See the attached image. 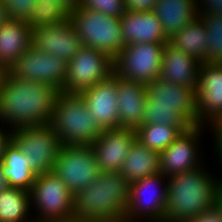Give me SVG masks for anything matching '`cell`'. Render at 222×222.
<instances>
[{
	"instance_id": "cell-36",
	"label": "cell",
	"mask_w": 222,
	"mask_h": 222,
	"mask_svg": "<svg viewBox=\"0 0 222 222\" xmlns=\"http://www.w3.org/2000/svg\"><path fill=\"white\" fill-rule=\"evenodd\" d=\"M184 222H222V214L220 210L214 206L213 208L208 209L195 217L189 218Z\"/></svg>"
},
{
	"instance_id": "cell-35",
	"label": "cell",
	"mask_w": 222,
	"mask_h": 222,
	"mask_svg": "<svg viewBox=\"0 0 222 222\" xmlns=\"http://www.w3.org/2000/svg\"><path fill=\"white\" fill-rule=\"evenodd\" d=\"M157 0H124V8L127 11H153Z\"/></svg>"
},
{
	"instance_id": "cell-31",
	"label": "cell",
	"mask_w": 222,
	"mask_h": 222,
	"mask_svg": "<svg viewBox=\"0 0 222 222\" xmlns=\"http://www.w3.org/2000/svg\"><path fill=\"white\" fill-rule=\"evenodd\" d=\"M204 23L208 44L206 48V63L222 62V15L198 16Z\"/></svg>"
},
{
	"instance_id": "cell-23",
	"label": "cell",
	"mask_w": 222,
	"mask_h": 222,
	"mask_svg": "<svg viewBox=\"0 0 222 222\" xmlns=\"http://www.w3.org/2000/svg\"><path fill=\"white\" fill-rule=\"evenodd\" d=\"M153 12L168 39L198 17L196 0H157Z\"/></svg>"
},
{
	"instance_id": "cell-37",
	"label": "cell",
	"mask_w": 222,
	"mask_h": 222,
	"mask_svg": "<svg viewBox=\"0 0 222 222\" xmlns=\"http://www.w3.org/2000/svg\"><path fill=\"white\" fill-rule=\"evenodd\" d=\"M214 131L215 138V151L217 156H219L222 165V124L218 121L210 126Z\"/></svg>"
},
{
	"instance_id": "cell-28",
	"label": "cell",
	"mask_w": 222,
	"mask_h": 222,
	"mask_svg": "<svg viewBox=\"0 0 222 222\" xmlns=\"http://www.w3.org/2000/svg\"><path fill=\"white\" fill-rule=\"evenodd\" d=\"M182 132L163 124H142L136 129V140L159 154L174 142Z\"/></svg>"
},
{
	"instance_id": "cell-21",
	"label": "cell",
	"mask_w": 222,
	"mask_h": 222,
	"mask_svg": "<svg viewBox=\"0 0 222 222\" xmlns=\"http://www.w3.org/2000/svg\"><path fill=\"white\" fill-rule=\"evenodd\" d=\"M119 125L137 129L143 124L146 85L117 75Z\"/></svg>"
},
{
	"instance_id": "cell-17",
	"label": "cell",
	"mask_w": 222,
	"mask_h": 222,
	"mask_svg": "<svg viewBox=\"0 0 222 222\" xmlns=\"http://www.w3.org/2000/svg\"><path fill=\"white\" fill-rule=\"evenodd\" d=\"M117 93V75L115 73L79 93L102 130L120 128Z\"/></svg>"
},
{
	"instance_id": "cell-34",
	"label": "cell",
	"mask_w": 222,
	"mask_h": 222,
	"mask_svg": "<svg viewBox=\"0 0 222 222\" xmlns=\"http://www.w3.org/2000/svg\"><path fill=\"white\" fill-rule=\"evenodd\" d=\"M196 7L198 16L222 15V0H196Z\"/></svg>"
},
{
	"instance_id": "cell-39",
	"label": "cell",
	"mask_w": 222,
	"mask_h": 222,
	"mask_svg": "<svg viewBox=\"0 0 222 222\" xmlns=\"http://www.w3.org/2000/svg\"><path fill=\"white\" fill-rule=\"evenodd\" d=\"M4 126H0V161H2L3 155H4V151H5V147L9 144V142L11 141V130H6L4 131L3 129ZM3 129V130H2Z\"/></svg>"
},
{
	"instance_id": "cell-13",
	"label": "cell",
	"mask_w": 222,
	"mask_h": 222,
	"mask_svg": "<svg viewBox=\"0 0 222 222\" xmlns=\"http://www.w3.org/2000/svg\"><path fill=\"white\" fill-rule=\"evenodd\" d=\"M196 93L198 123L211 126L220 121L222 119V66L220 64L200 63Z\"/></svg>"
},
{
	"instance_id": "cell-19",
	"label": "cell",
	"mask_w": 222,
	"mask_h": 222,
	"mask_svg": "<svg viewBox=\"0 0 222 222\" xmlns=\"http://www.w3.org/2000/svg\"><path fill=\"white\" fill-rule=\"evenodd\" d=\"M124 45L137 43H166L160 19L153 11H127L120 17Z\"/></svg>"
},
{
	"instance_id": "cell-15",
	"label": "cell",
	"mask_w": 222,
	"mask_h": 222,
	"mask_svg": "<svg viewBox=\"0 0 222 222\" xmlns=\"http://www.w3.org/2000/svg\"><path fill=\"white\" fill-rule=\"evenodd\" d=\"M81 38L68 19L57 25L31 29V47L69 62L83 47Z\"/></svg>"
},
{
	"instance_id": "cell-10",
	"label": "cell",
	"mask_w": 222,
	"mask_h": 222,
	"mask_svg": "<svg viewBox=\"0 0 222 222\" xmlns=\"http://www.w3.org/2000/svg\"><path fill=\"white\" fill-rule=\"evenodd\" d=\"M76 195L101 173L92 145H63L52 170Z\"/></svg>"
},
{
	"instance_id": "cell-3",
	"label": "cell",
	"mask_w": 222,
	"mask_h": 222,
	"mask_svg": "<svg viewBox=\"0 0 222 222\" xmlns=\"http://www.w3.org/2000/svg\"><path fill=\"white\" fill-rule=\"evenodd\" d=\"M200 166L198 169L174 174L167 178L165 222H184L215 206L222 179Z\"/></svg>"
},
{
	"instance_id": "cell-9",
	"label": "cell",
	"mask_w": 222,
	"mask_h": 222,
	"mask_svg": "<svg viewBox=\"0 0 222 222\" xmlns=\"http://www.w3.org/2000/svg\"><path fill=\"white\" fill-rule=\"evenodd\" d=\"M164 178L167 177L157 173L130 184L124 222H134L138 218L147 222H165L168 186L163 185Z\"/></svg>"
},
{
	"instance_id": "cell-12",
	"label": "cell",
	"mask_w": 222,
	"mask_h": 222,
	"mask_svg": "<svg viewBox=\"0 0 222 222\" xmlns=\"http://www.w3.org/2000/svg\"><path fill=\"white\" fill-rule=\"evenodd\" d=\"M67 68L66 60L30 47L11 66L9 73L16 78L48 83L61 92Z\"/></svg>"
},
{
	"instance_id": "cell-22",
	"label": "cell",
	"mask_w": 222,
	"mask_h": 222,
	"mask_svg": "<svg viewBox=\"0 0 222 222\" xmlns=\"http://www.w3.org/2000/svg\"><path fill=\"white\" fill-rule=\"evenodd\" d=\"M31 47V27L25 21L7 19L0 26V64L8 69Z\"/></svg>"
},
{
	"instance_id": "cell-11",
	"label": "cell",
	"mask_w": 222,
	"mask_h": 222,
	"mask_svg": "<svg viewBox=\"0 0 222 222\" xmlns=\"http://www.w3.org/2000/svg\"><path fill=\"white\" fill-rule=\"evenodd\" d=\"M114 73V59L108 54L83 46L68 62L64 93H80L106 80Z\"/></svg>"
},
{
	"instance_id": "cell-26",
	"label": "cell",
	"mask_w": 222,
	"mask_h": 222,
	"mask_svg": "<svg viewBox=\"0 0 222 222\" xmlns=\"http://www.w3.org/2000/svg\"><path fill=\"white\" fill-rule=\"evenodd\" d=\"M169 42L180 51H184L187 55L195 58L198 62L206 63L207 31L199 17L175 33L169 39Z\"/></svg>"
},
{
	"instance_id": "cell-41",
	"label": "cell",
	"mask_w": 222,
	"mask_h": 222,
	"mask_svg": "<svg viewBox=\"0 0 222 222\" xmlns=\"http://www.w3.org/2000/svg\"><path fill=\"white\" fill-rule=\"evenodd\" d=\"M9 187L7 180L3 173V162L0 161V192L6 190Z\"/></svg>"
},
{
	"instance_id": "cell-5",
	"label": "cell",
	"mask_w": 222,
	"mask_h": 222,
	"mask_svg": "<svg viewBox=\"0 0 222 222\" xmlns=\"http://www.w3.org/2000/svg\"><path fill=\"white\" fill-rule=\"evenodd\" d=\"M84 46L98 49L115 59L125 47L120 17L79 6L69 15Z\"/></svg>"
},
{
	"instance_id": "cell-1",
	"label": "cell",
	"mask_w": 222,
	"mask_h": 222,
	"mask_svg": "<svg viewBox=\"0 0 222 222\" xmlns=\"http://www.w3.org/2000/svg\"><path fill=\"white\" fill-rule=\"evenodd\" d=\"M58 89L48 83L16 78L8 74L0 90V123L10 130L48 125Z\"/></svg>"
},
{
	"instance_id": "cell-25",
	"label": "cell",
	"mask_w": 222,
	"mask_h": 222,
	"mask_svg": "<svg viewBox=\"0 0 222 222\" xmlns=\"http://www.w3.org/2000/svg\"><path fill=\"white\" fill-rule=\"evenodd\" d=\"M2 162L4 177L9 187L30 192L37 174L29 167L27 158L12 140L5 147Z\"/></svg>"
},
{
	"instance_id": "cell-14",
	"label": "cell",
	"mask_w": 222,
	"mask_h": 222,
	"mask_svg": "<svg viewBox=\"0 0 222 222\" xmlns=\"http://www.w3.org/2000/svg\"><path fill=\"white\" fill-rule=\"evenodd\" d=\"M202 129L203 125L194 126L188 132L182 133L160 153V173L169 177L198 169L203 165L200 163L201 158L198 153Z\"/></svg>"
},
{
	"instance_id": "cell-4",
	"label": "cell",
	"mask_w": 222,
	"mask_h": 222,
	"mask_svg": "<svg viewBox=\"0 0 222 222\" xmlns=\"http://www.w3.org/2000/svg\"><path fill=\"white\" fill-rule=\"evenodd\" d=\"M63 145H91L102 133L91 112L78 93L57 95L48 124Z\"/></svg>"
},
{
	"instance_id": "cell-18",
	"label": "cell",
	"mask_w": 222,
	"mask_h": 222,
	"mask_svg": "<svg viewBox=\"0 0 222 222\" xmlns=\"http://www.w3.org/2000/svg\"><path fill=\"white\" fill-rule=\"evenodd\" d=\"M147 97L154 104L173 105L174 110L179 112L193 127L200 126L198 123L197 89L167 82L161 78L146 84Z\"/></svg>"
},
{
	"instance_id": "cell-24",
	"label": "cell",
	"mask_w": 222,
	"mask_h": 222,
	"mask_svg": "<svg viewBox=\"0 0 222 222\" xmlns=\"http://www.w3.org/2000/svg\"><path fill=\"white\" fill-rule=\"evenodd\" d=\"M120 172L129 184L160 173V154L135 140Z\"/></svg>"
},
{
	"instance_id": "cell-30",
	"label": "cell",
	"mask_w": 222,
	"mask_h": 222,
	"mask_svg": "<svg viewBox=\"0 0 222 222\" xmlns=\"http://www.w3.org/2000/svg\"><path fill=\"white\" fill-rule=\"evenodd\" d=\"M69 19L63 8L52 0H37L26 22L31 29L42 26L57 25Z\"/></svg>"
},
{
	"instance_id": "cell-42",
	"label": "cell",
	"mask_w": 222,
	"mask_h": 222,
	"mask_svg": "<svg viewBox=\"0 0 222 222\" xmlns=\"http://www.w3.org/2000/svg\"><path fill=\"white\" fill-rule=\"evenodd\" d=\"M215 206L220 210L222 214V181L219 183L216 194Z\"/></svg>"
},
{
	"instance_id": "cell-7",
	"label": "cell",
	"mask_w": 222,
	"mask_h": 222,
	"mask_svg": "<svg viewBox=\"0 0 222 222\" xmlns=\"http://www.w3.org/2000/svg\"><path fill=\"white\" fill-rule=\"evenodd\" d=\"M11 140L27 158L29 167L36 174L52 172L63 146L49 125L12 129Z\"/></svg>"
},
{
	"instance_id": "cell-27",
	"label": "cell",
	"mask_w": 222,
	"mask_h": 222,
	"mask_svg": "<svg viewBox=\"0 0 222 222\" xmlns=\"http://www.w3.org/2000/svg\"><path fill=\"white\" fill-rule=\"evenodd\" d=\"M30 207V192L13 187L0 192V222H34L28 219Z\"/></svg>"
},
{
	"instance_id": "cell-38",
	"label": "cell",
	"mask_w": 222,
	"mask_h": 222,
	"mask_svg": "<svg viewBox=\"0 0 222 222\" xmlns=\"http://www.w3.org/2000/svg\"><path fill=\"white\" fill-rule=\"evenodd\" d=\"M60 5L63 10L70 15L80 6V0H52Z\"/></svg>"
},
{
	"instance_id": "cell-33",
	"label": "cell",
	"mask_w": 222,
	"mask_h": 222,
	"mask_svg": "<svg viewBox=\"0 0 222 222\" xmlns=\"http://www.w3.org/2000/svg\"><path fill=\"white\" fill-rule=\"evenodd\" d=\"M37 0H2L7 18L27 22Z\"/></svg>"
},
{
	"instance_id": "cell-32",
	"label": "cell",
	"mask_w": 222,
	"mask_h": 222,
	"mask_svg": "<svg viewBox=\"0 0 222 222\" xmlns=\"http://www.w3.org/2000/svg\"><path fill=\"white\" fill-rule=\"evenodd\" d=\"M80 6L114 17L125 13L124 0H80Z\"/></svg>"
},
{
	"instance_id": "cell-40",
	"label": "cell",
	"mask_w": 222,
	"mask_h": 222,
	"mask_svg": "<svg viewBox=\"0 0 222 222\" xmlns=\"http://www.w3.org/2000/svg\"><path fill=\"white\" fill-rule=\"evenodd\" d=\"M8 74H9V69L3 64H0V90L4 86Z\"/></svg>"
},
{
	"instance_id": "cell-16",
	"label": "cell",
	"mask_w": 222,
	"mask_h": 222,
	"mask_svg": "<svg viewBox=\"0 0 222 222\" xmlns=\"http://www.w3.org/2000/svg\"><path fill=\"white\" fill-rule=\"evenodd\" d=\"M136 140V129H103L91 144L101 172H120L131 145Z\"/></svg>"
},
{
	"instance_id": "cell-2",
	"label": "cell",
	"mask_w": 222,
	"mask_h": 222,
	"mask_svg": "<svg viewBox=\"0 0 222 222\" xmlns=\"http://www.w3.org/2000/svg\"><path fill=\"white\" fill-rule=\"evenodd\" d=\"M130 184L121 172H101L74 195L76 221L124 222Z\"/></svg>"
},
{
	"instance_id": "cell-8",
	"label": "cell",
	"mask_w": 222,
	"mask_h": 222,
	"mask_svg": "<svg viewBox=\"0 0 222 222\" xmlns=\"http://www.w3.org/2000/svg\"><path fill=\"white\" fill-rule=\"evenodd\" d=\"M165 43L125 45L114 59V73L129 81L148 84L159 78Z\"/></svg>"
},
{
	"instance_id": "cell-20",
	"label": "cell",
	"mask_w": 222,
	"mask_h": 222,
	"mask_svg": "<svg viewBox=\"0 0 222 222\" xmlns=\"http://www.w3.org/2000/svg\"><path fill=\"white\" fill-rule=\"evenodd\" d=\"M200 62L169 41L165 43L159 78L190 89L198 87Z\"/></svg>"
},
{
	"instance_id": "cell-43",
	"label": "cell",
	"mask_w": 222,
	"mask_h": 222,
	"mask_svg": "<svg viewBox=\"0 0 222 222\" xmlns=\"http://www.w3.org/2000/svg\"><path fill=\"white\" fill-rule=\"evenodd\" d=\"M7 14L5 7L2 4V0H0V26L7 20Z\"/></svg>"
},
{
	"instance_id": "cell-29",
	"label": "cell",
	"mask_w": 222,
	"mask_h": 222,
	"mask_svg": "<svg viewBox=\"0 0 222 222\" xmlns=\"http://www.w3.org/2000/svg\"><path fill=\"white\" fill-rule=\"evenodd\" d=\"M143 124H163L178 128L182 133L188 132L193 126L177 111L173 105L154 104L147 97L144 105Z\"/></svg>"
},
{
	"instance_id": "cell-6",
	"label": "cell",
	"mask_w": 222,
	"mask_h": 222,
	"mask_svg": "<svg viewBox=\"0 0 222 222\" xmlns=\"http://www.w3.org/2000/svg\"><path fill=\"white\" fill-rule=\"evenodd\" d=\"M30 202L40 213L34 222L76 221L74 195L53 172L37 174L30 190Z\"/></svg>"
}]
</instances>
